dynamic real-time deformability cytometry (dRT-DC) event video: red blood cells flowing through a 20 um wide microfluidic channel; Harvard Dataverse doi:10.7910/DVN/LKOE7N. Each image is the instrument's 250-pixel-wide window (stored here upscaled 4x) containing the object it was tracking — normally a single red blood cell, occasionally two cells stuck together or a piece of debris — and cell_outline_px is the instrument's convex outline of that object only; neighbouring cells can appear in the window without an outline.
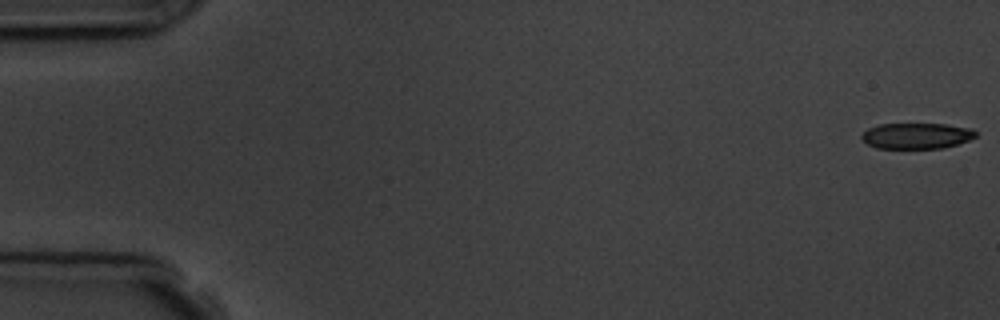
{"species": "common noctule bat (a hibernating species)", "species_latin": "Nyctalus noctula", "temperature_condition": "room temperature", "stored_images_in_passage": 5, "camera_frame_rate_fps": 3000, "um_per_image_px": 0.085, "animal": {"sex": "male", "body_mass_g": 19.5, "forearm_length_mm": 54.6}, "frame": {"image": 1, "passage_image": 1, "time_ms": 0.0, "image_size_px": [1000, 320], "cell_outline_px": [[976, 136], [968, 140], [944, 148], [876, 148], [868, 144], [860, 136], [868, 128], [880, 124], [948, 124], [972, 128], [976, 132]], "centroid_in_image_um": [77.92, 11.54], "position_along_channel_um": 7.1, "area_um2": 17.11}}
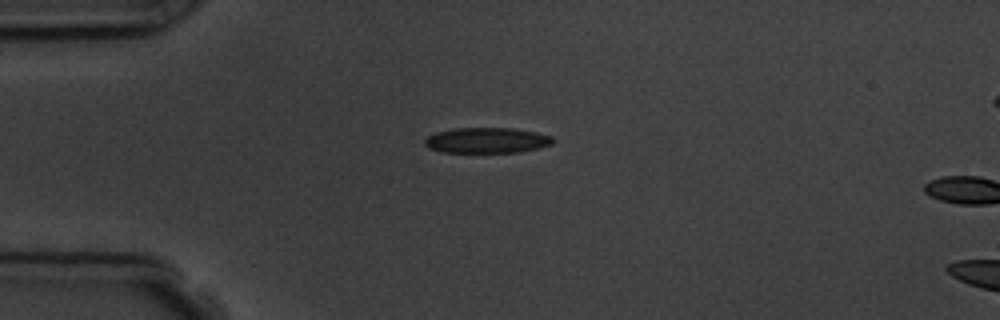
{"frame": {"image": 2, "passage_image": 4, "time_ms": 4.333, "image_size_px": [1000, 320], "cell_outline_px": [[556, 140], [552, 144], [520, 152], [444, 152], [428, 148], [424, 144], [424, 140], [428, 136], [436, 132], [452, 128], [512, 128], [536, 132], [552, 136]], "centroid_in_image_um": [41.38, 11.92], "position_along_channel_um": 43.6, "area_um2": 19.07}}